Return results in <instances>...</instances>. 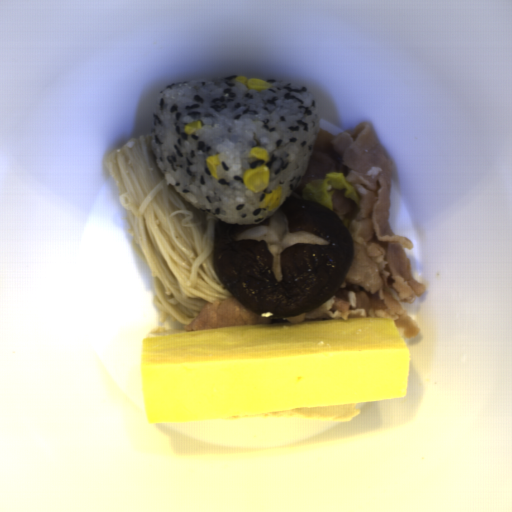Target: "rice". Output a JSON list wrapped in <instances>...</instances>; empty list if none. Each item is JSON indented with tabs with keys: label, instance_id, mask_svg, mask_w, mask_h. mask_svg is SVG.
<instances>
[{
	"label": "rice",
	"instance_id": "obj_1",
	"mask_svg": "<svg viewBox=\"0 0 512 512\" xmlns=\"http://www.w3.org/2000/svg\"><path fill=\"white\" fill-rule=\"evenodd\" d=\"M236 76L189 79L162 88L151 115V150L166 186L195 209L226 224H261L302 184L320 132V108L310 89L289 79H261L272 87L258 91ZM198 120L203 126L195 136L186 135L184 126ZM256 145L270 152L266 166L271 169L268 188L258 194L241 183L244 170L264 164L247 158ZM217 153L220 180L205 163ZM279 186L280 207L259 208L265 193Z\"/></svg>",
	"mask_w": 512,
	"mask_h": 512
}]
</instances>
